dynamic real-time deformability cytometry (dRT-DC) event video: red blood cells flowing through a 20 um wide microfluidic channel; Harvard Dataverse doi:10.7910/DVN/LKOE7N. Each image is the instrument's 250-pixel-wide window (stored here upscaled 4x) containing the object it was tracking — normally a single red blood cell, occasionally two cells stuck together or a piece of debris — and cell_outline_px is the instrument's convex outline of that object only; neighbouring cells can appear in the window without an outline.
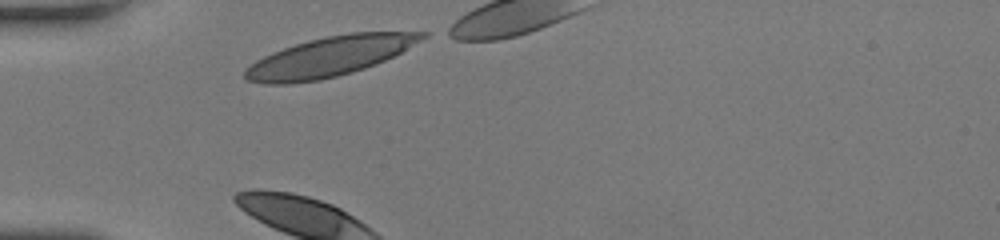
{"species": "human", "species_latin": "Homo sapiens", "temperature_condition": "room temperature", "stored_images_in_passage": 28, "camera_frame_rate_fps": 3000, "um_per_image_px": 0.085, "donor": {"sex": "female"}, "frame": {"image": 1, "passage_image": 1, "time_ms": 0.0, "image_size_px": [1000, 240], "cell_outline_px": [[432, 32], [428, 36], [400, 52], [376, 64], [352, 72], [320, 80], [292, 84], [264, 84], [244, 80], [244, 72], [256, 60], [272, 52], [308, 40], [348, 32]], "centroid_in_image_um": [27.99, 4.82], "position_along_channel_um": 57.0, "area_um2": 40.75}}